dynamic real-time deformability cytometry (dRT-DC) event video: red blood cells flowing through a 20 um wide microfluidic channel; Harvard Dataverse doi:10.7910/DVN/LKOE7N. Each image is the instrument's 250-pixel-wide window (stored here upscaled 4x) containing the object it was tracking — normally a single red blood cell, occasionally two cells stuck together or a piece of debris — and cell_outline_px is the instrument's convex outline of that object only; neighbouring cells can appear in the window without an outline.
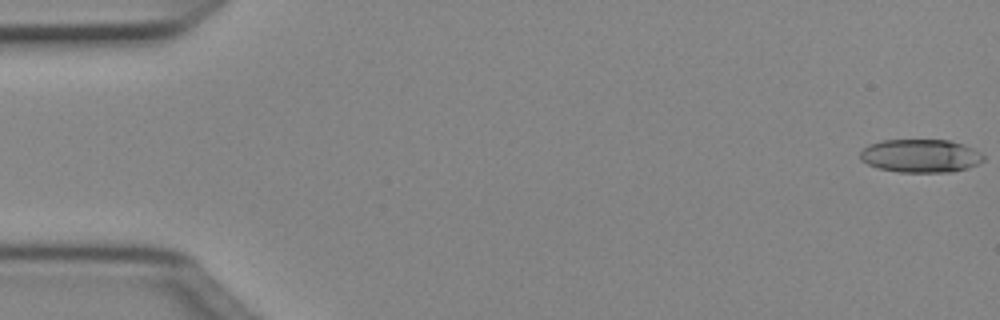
{"species": "Egyptian fruit bat (a non-hibernating species)", "species_latin": "Rousettus aegyptiacus", "temperature_condition": "cold", "stored_images_in_passage": 50, "camera_frame_rate_fps": 3000, "um_per_image_px": 0.085, "animal": {"sex": "female"}, "frame": {"image": 1, "passage_image": 1, "time_ms": 0.0, "image_size_px": [1000, 320], "cell_outline_px": [[984, 160], [968, 168], [952, 172], [900, 172], [876, 168], [860, 160], [860, 152], [868, 144], [880, 140], [952, 140], [964, 144], [980, 152], [984, 156]], "centroid_in_image_um": [78.23, 13.24], "position_along_channel_um": 6.8, "area_um2": 24.1}}
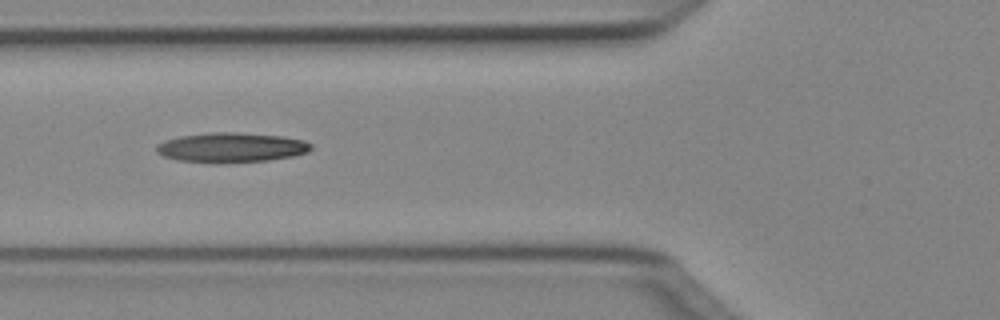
{"frame": {"image": 2, "passage_image": 19, "time_ms": 6.0, "image_size_px": [1000, 320], "cell_outline_px": [[312, 148], [308, 152], [292, 156], [268, 160], [216, 164], [176, 160], [164, 156], [156, 152], [156, 144], [164, 140], [180, 136], [212, 132], [236, 132], [284, 136], [304, 140], [312, 144]], "centroid_in_image_um": [19.64, 12.54], "position_along_channel_um": 106.2, "area_um2": 27.17}}
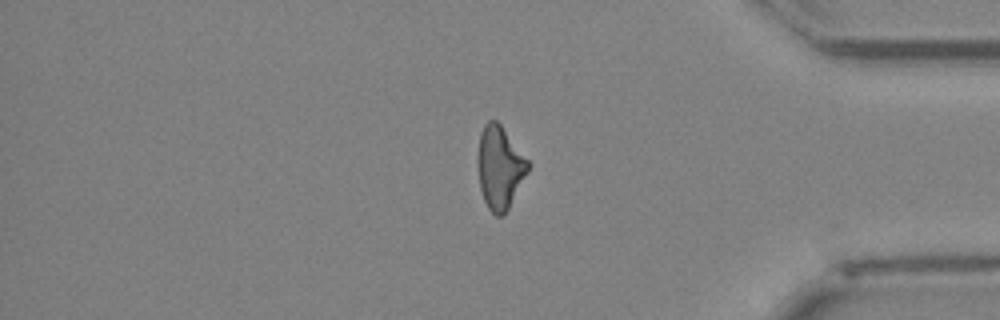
{"frame": {"image": 3, "passage_image": 42, "time_ms": 13.667, "image_size_px": [1000, 320], "cell_outline_px": [[528, 172], [504, 216], [496, 216], [488, 208], [484, 200], [480, 188], [476, 164], [476, 160], [480, 132], [484, 124], [488, 120], [496, 120], [500, 124], [528, 160]], "centroid_in_image_um": [42.44, 14.24], "position_along_channel_um": 392.8, "area_um2": 24.33}, "authors_computed_cell_mechanics": {"area_um2": 24.7095, "velocity_mm_per_s": 4.0759, "shape_relaxation_time_tau1_ms": null, "shape_relaxation_time_tau2_ms": 9.6015, "deformation_change_tau1": null, "deformation_change_tau2": 0.2695}}